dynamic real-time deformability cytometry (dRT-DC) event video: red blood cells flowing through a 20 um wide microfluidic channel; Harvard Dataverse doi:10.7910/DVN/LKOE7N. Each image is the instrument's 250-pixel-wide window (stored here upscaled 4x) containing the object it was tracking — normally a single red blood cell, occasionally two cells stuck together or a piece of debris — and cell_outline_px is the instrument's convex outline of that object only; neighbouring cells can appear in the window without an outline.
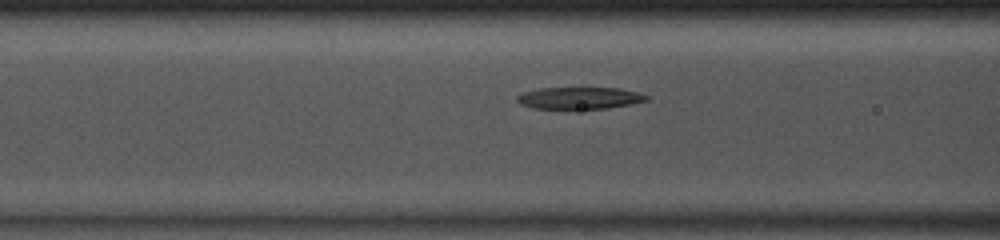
{"species": "common noctule bat (a hibernating species)", "species_latin": "Nyctalus noctula", "temperature_condition": "room temperature", "stored_images_in_passage": 34, "camera_frame_rate_fps": 3000, "um_per_image_px": 0.085, "animal": {"sex": "male", "body_mass_g": 13.0, "forearm_length_mm": 53.1}, "frame": {"image": 1, "passage_image": 8, "time_ms": 2.333, "image_size_px": [1000, 240], "cell_outline_px": [[648, 100], [608, 108], [532, 108], [520, 104], [516, 100], [516, 96], [524, 92], [540, 88], [620, 88], [636, 92], [648, 96]], "centroid_in_image_um": [49.22, 8.32], "position_along_channel_um": 117.4, "area_um2": 16.24}}
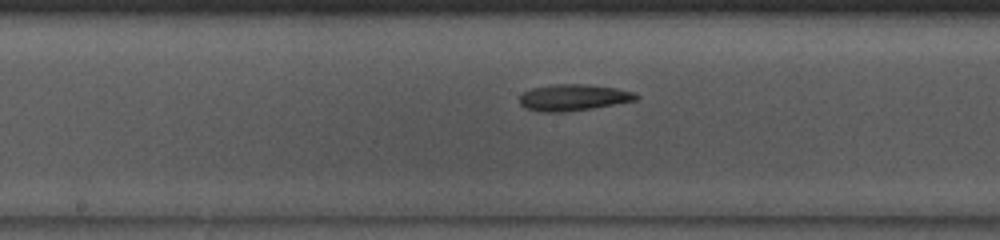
{"frame": {"image": 2, "passage_image": 14, "time_ms": 4.333, "image_size_px": [1000, 240], "cell_outline_px": [[640, 96], [636, 100], [592, 108], [564, 112], [540, 112], [524, 108], [520, 104], [520, 96], [524, 92], [532, 88], [556, 84], [584, 84], [616, 88], [636, 92]], "centroid_in_image_um": [48.74, 8.29], "position_along_channel_um": 199.5, "area_um2": 17.92}}
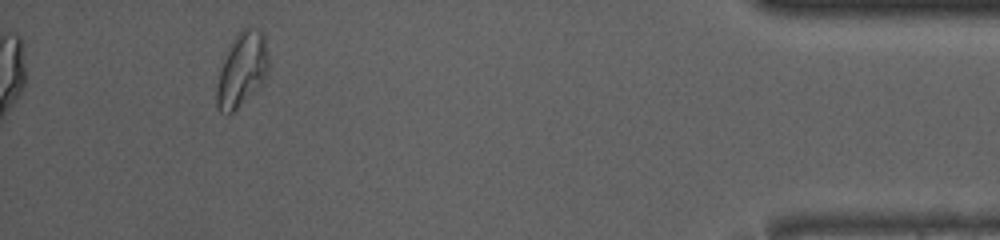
{"frame": {"image": 3, "passage_image": 34, "time_ms": 11.0, "image_size_px": [1000, 240], "cell_outline_px": [[268, 72], [256, 88], [228, 116], [224, 116], [216, 108], [216, 88], [220, 72], [228, 48], [232, 40], [244, 28], [260, 28], [264, 32], [268, 56]], "centroid_in_image_um": [20.55, 5.91], "position_along_channel_um": 414.6, "area_um2": 22.02}, "authors_computed_cell_mechanics": {"area_um2": 17.8602, "velocity_mm_per_s": 4.0853, "shape_relaxation_time_tau1_ms": 3.6077, "shape_relaxation_time_tau2_ms": 4.1773, "deformation_change_tau1": 0.1736, "deformation_change_tau2": 0.123}}